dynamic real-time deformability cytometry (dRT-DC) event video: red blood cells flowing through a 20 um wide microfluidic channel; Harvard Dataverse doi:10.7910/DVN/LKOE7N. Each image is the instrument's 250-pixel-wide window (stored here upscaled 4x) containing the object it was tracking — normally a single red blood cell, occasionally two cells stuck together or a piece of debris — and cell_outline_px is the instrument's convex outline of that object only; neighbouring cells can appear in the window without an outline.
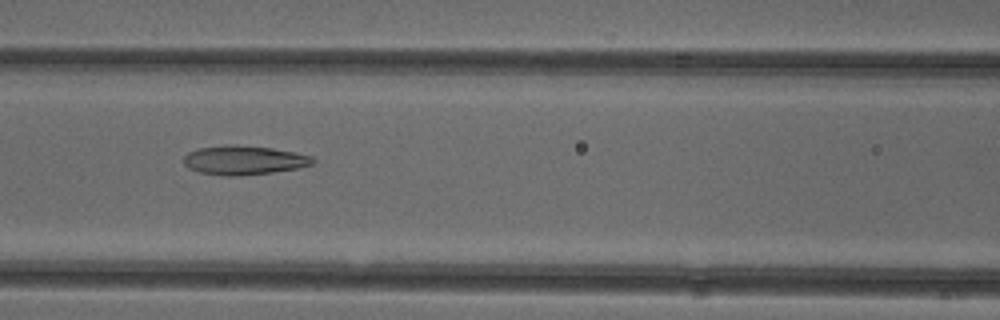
{"species": "common noctule bat (a hibernating species)", "species_latin": "Nyctalus noctula", "temperature_condition": "cold", "stored_images_in_passage": 51, "camera_frame_rate_fps": 3000, "um_per_image_px": 0.085, "animal": {"sex": "female"}, "frame": {"image": 1, "passage_image": 22, "time_ms": 7.0, "image_size_px": [1000, 320], "cell_outline_px": [[316, 160], [312, 164], [296, 168], [272, 172], [240, 176], [224, 176], [200, 172], [188, 168], [184, 164], [184, 156], [188, 152], [196, 148], [224, 144], [236, 144], [272, 148], [312, 156]], "centroid_in_image_um": [20.68, 13.6], "position_along_channel_um": 145.9, "area_um2": 22.02}}
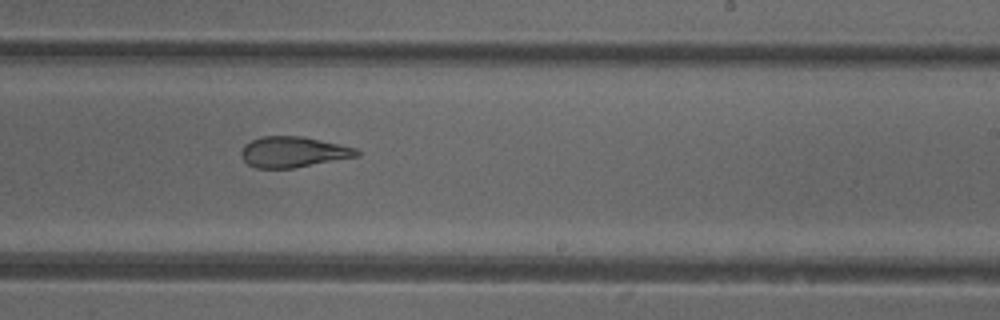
{"frame": {"image": 2, "passage_image": 31, "time_ms": 10.0, "image_size_px": [1000, 320], "cell_outline_px": [[360, 156], [292, 168], [256, 168], [248, 164], [240, 156], [240, 152], [244, 144], [252, 140], [264, 136], [304, 136], [356, 148], [360, 152]], "centroid_in_image_um": [24.91, 12.91], "position_along_channel_um": 264.1, "area_um2": 20.69}}
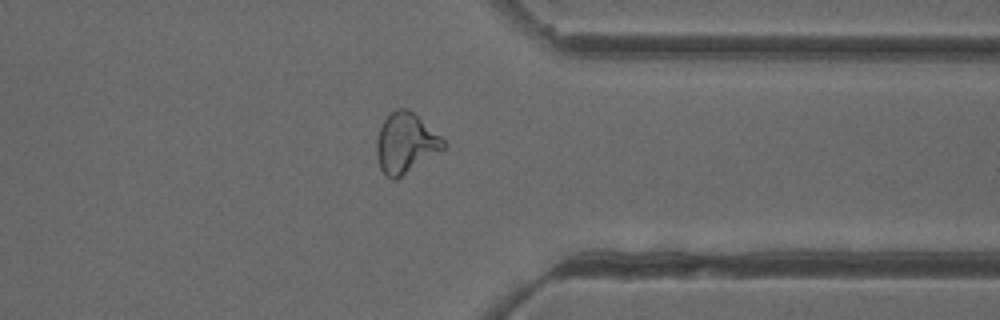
{"frame": {"image": 3, "passage_image": 40, "time_ms": 13.0, "image_size_px": [1000, 320], "cell_outline_px": [[448, 144], [444, 148], [396, 180], [392, 180], [380, 168], [376, 156], [376, 140], [380, 128], [384, 120], [396, 108], [408, 108], [440, 136]], "centroid_in_image_um": [34.45, 12.17], "position_along_channel_um": 376.9, "area_um2": 23.06}, "authors_computed_cell_mechanics": {"area_um2": 23.4668, "velocity_mm_per_s": 3.9526, "shape_relaxation_time_tau1_ms": null, "shape_relaxation_time_tau2_ms": 2.4238, "deformation_change_tau1": null, "deformation_change_tau2": 0.1017}}